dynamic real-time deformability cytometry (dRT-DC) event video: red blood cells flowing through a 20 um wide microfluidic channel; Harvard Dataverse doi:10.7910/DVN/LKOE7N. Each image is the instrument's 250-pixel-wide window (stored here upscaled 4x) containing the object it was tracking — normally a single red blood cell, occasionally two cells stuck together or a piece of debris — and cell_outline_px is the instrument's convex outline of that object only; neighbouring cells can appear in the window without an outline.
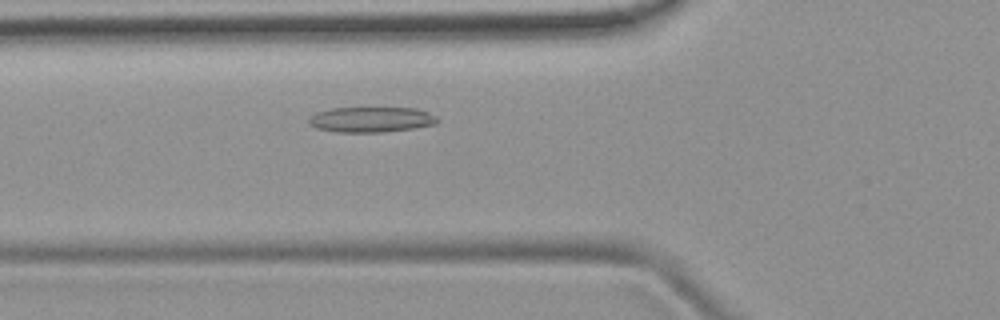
{"species": "common noctule bat (a hibernating species)", "species_latin": "Nyctalus noctula", "temperature_condition": "room temperature", "stored_images_in_passage": 37, "camera_frame_rate_fps": 3000, "um_per_image_px": 0.085, "animal": {"sex": "female", "body_mass_g": 19.9}, "frame": {"image": 1, "passage_image": 5, "time_ms": 1.333, "image_size_px": [1000, 320], "cell_outline_px": [[440, 120], [436, 124], [412, 128], [380, 132], [336, 132], [316, 128], [308, 124], [308, 116], [316, 112], [332, 108], [416, 108], [428, 112], [436, 116]], "centroid_in_image_um": [31.51, 10.16], "position_along_channel_um": 94.3, "area_um2": 19.07}}
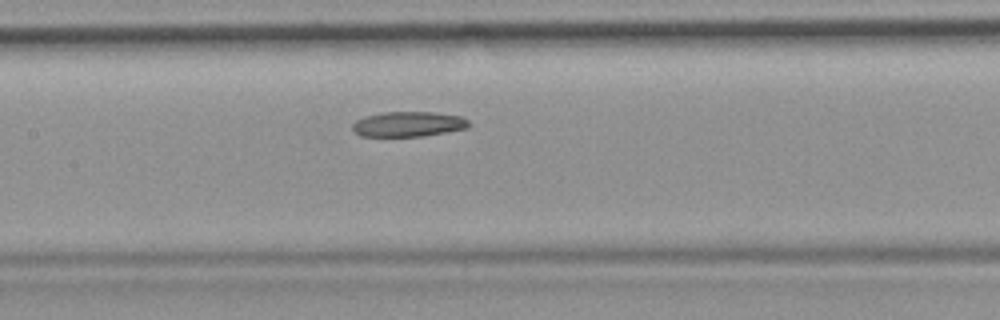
{"frame": {"image": 2, "passage_image": 11, "time_ms": 3.333, "image_size_px": [1000, 320], "cell_outline_px": [[468, 128], [424, 136], [360, 136], [352, 128], [352, 124], [356, 120], [364, 116], [380, 112], [436, 112], [464, 116], [468, 120]], "centroid_in_image_um": [34.72, 10.54], "position_along_channel_um": 172.7, "area_um2": 17.17}}
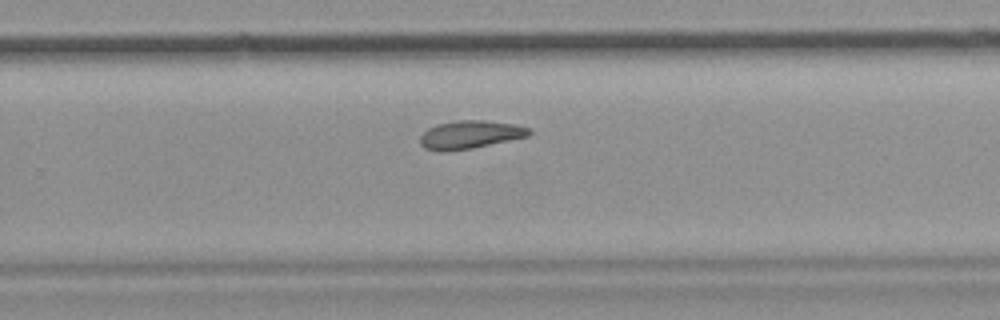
{"frame": {"image": 3, "passage_image": 20, "time_ms": 6.333, "image_size_px": [1000, 320], "cell_outline_px": [[532, 132], [528, 136], [472, 148], [448, 152], [440, 152], [424, 148], [420, 144], [420, 136], [428, 128], [436, 124], [456, 120], [484, 120], [516, 124], [528, 128]], "centroid_in_image_um": [39.91, 11.45], "position_along_channel_um": 289.9, "area_um2": 17.98}}